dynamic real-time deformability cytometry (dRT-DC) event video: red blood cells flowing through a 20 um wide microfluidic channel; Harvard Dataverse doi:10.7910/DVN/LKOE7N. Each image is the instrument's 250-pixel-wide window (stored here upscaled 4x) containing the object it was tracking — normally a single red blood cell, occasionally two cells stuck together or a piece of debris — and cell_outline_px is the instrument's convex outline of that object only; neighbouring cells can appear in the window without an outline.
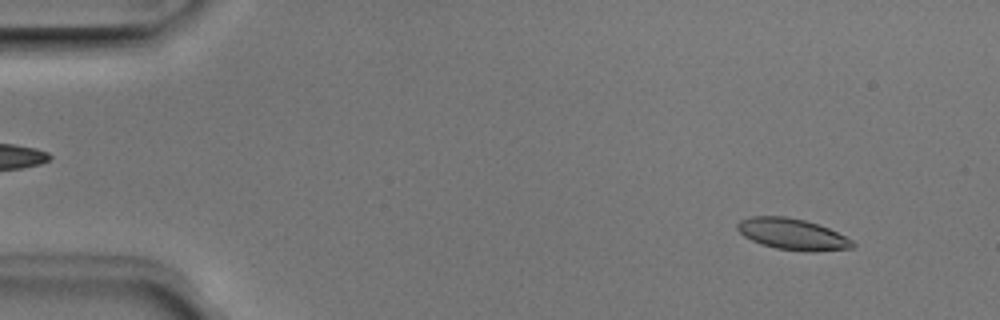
{"species": "Egyptian fruit bat (a non-hibernating species)", "species_latin": "Rousettus aegyptiacus", "temperature_condition": "room temperature", "stored_images_in_passage": 50, "camera_frame_rate_fps": 3000, "um_per_image_px": 0.085, "animal": {"sex": "male"}, "frame": {"image": 1, "passage_image": 4, "time_ms": 1.0, "image_size_px": [1000, 320], "cell_outline_px": [[856, 244], [852, 248], [808, 252], [776, 248], [760, 244], [744, 236], [736, 228], [736, 224], [740, 220], [752, 216], [784, 216], [804, 220], [828, 228], [852, 240]], "centroid_in_image_um": [67.33, 19.9], "position_along_channel_um": 17.7, "area_um2": 20.81}}
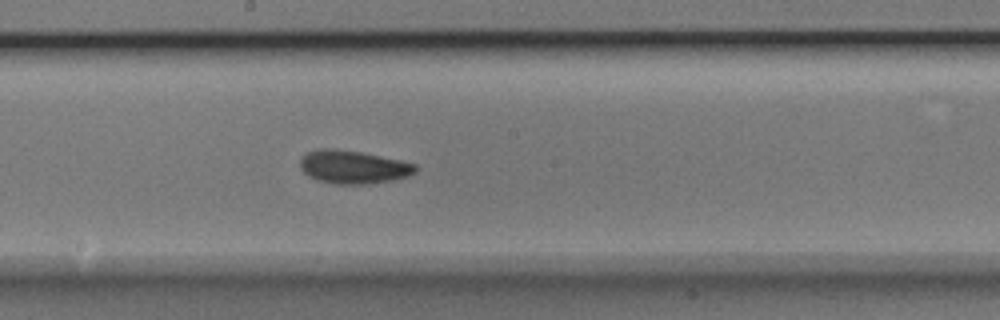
{"frame": {"image": 2, "passage_image": 27, "time_ms": 8.667, "image_size_px": [1000, 320], "cell_outline_px": [[420, 168], [416, 172], [408, 176], [392, 180], [368, 184], [332, 184], [316, 180], [308, 176], [300, 168], [300, 160], [308, 152], [320, 148], [332, 148], [360, 152], [400, 160], [416, 164]], "centroid_in_image_um": [30.03, 14.2], "position_along_channel_um": 218.2, "area_um2": 22.43}}
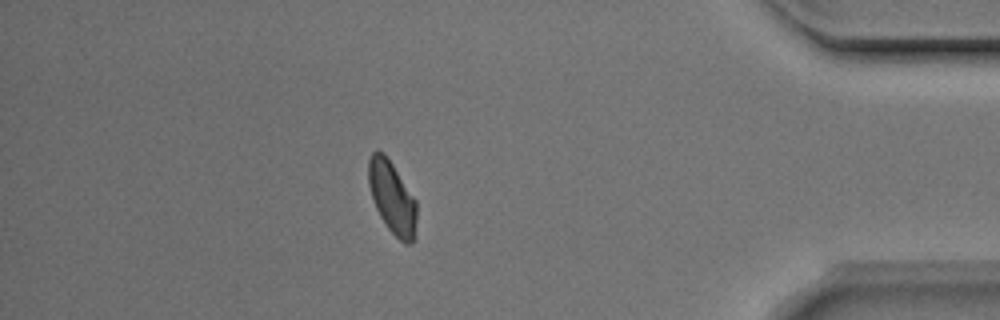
{"frame": {"image": 3, "passage_image": 44, "time_ms": 14.333, "image_size_px": [1000, 320], "cell_outline_px": [[416, 240], [408, 244], [404, 244], [388, 228], [380, 216], [372, 200], [368, 184], [368, 160], [372, 152], [376, 148], [384, 152], [416, 200]], "centroid_in_image_um": [33.32, 16.78], "position_along_channel_um": 401.9, "area_um2": 20.52}, "authors_computed_cell_mechanics": {"area_um2": 20.9525, "velocity_mm_per_s": 3.9419, "shape_relaxation_time_tau1_ms": 6.7776, "shape_relaxation_time_tau2_ms": 4.2848, "deformation_change_tau1": 0.1408, "deformation_change_tau2": 0.1037}}